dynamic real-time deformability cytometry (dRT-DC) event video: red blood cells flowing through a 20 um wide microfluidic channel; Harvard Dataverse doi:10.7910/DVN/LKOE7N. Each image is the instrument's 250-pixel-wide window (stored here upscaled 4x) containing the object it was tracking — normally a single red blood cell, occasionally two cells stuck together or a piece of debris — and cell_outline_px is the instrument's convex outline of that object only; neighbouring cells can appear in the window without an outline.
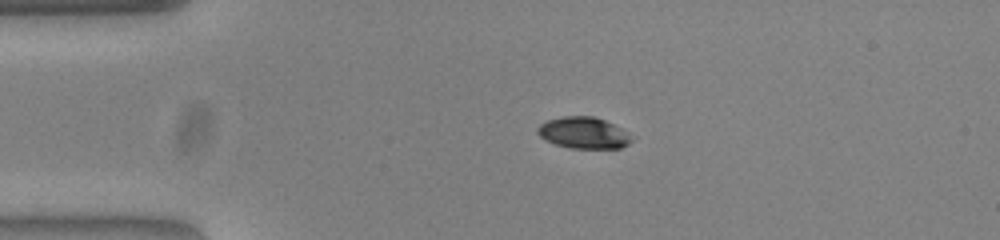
{"species": "common noctule bat (a hibernating species)", "species_latin": "Nyctalus noctula", "temperature_condition": "warm", "stored_images_in_passage": 51, "camera_frame_rate_fps": 3000, "um_per_image_px": 0.085, "animal": {"sex": "female", "body_mass_g": 23.0, "forearm_length_mm": 53.4}, "frame": {"image": 1, "passage_image": 9, "time_ms": 2.667, "image_size_px": [1000, 240], "cell_outline_px": [[632, 140], [628, 144], [620, 148], [572, 148], [556, 144], [540, 136], [536, 132], [536, 128], [540, 124], [548, 120], [564, 116], [592, 116], [604, 120], [628, 132]], "centroid_in_image_um": [49.59, 11.29], "position_along_channel_um": 35.4, "area_um2": 16.99}}
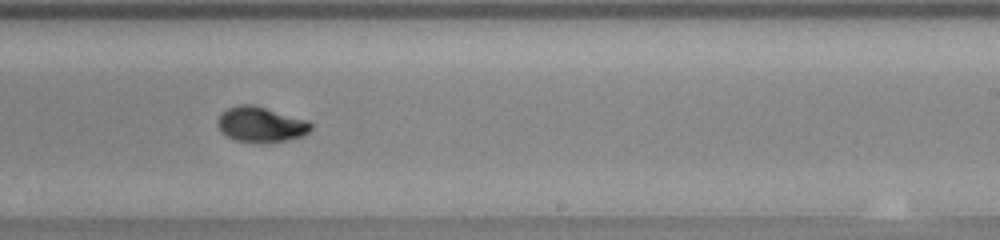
{"frame": {"image": 2, "passage_image": 30, "time_ms": 9.667, "image_size_px": [1000, 240], "cell_outline_px": [[312, 128], [304, 136], [284, 140], [236, 140], [228, 136], [220, 128], [216, 120], [220, 112], [228, 108], [240, 104], [252, 104], [308, 120], [312, 124]], "centroid_in_image_um": [22.18, 10.53], "position_along_channel_um": 266.8, "area_um2": 18.55}}
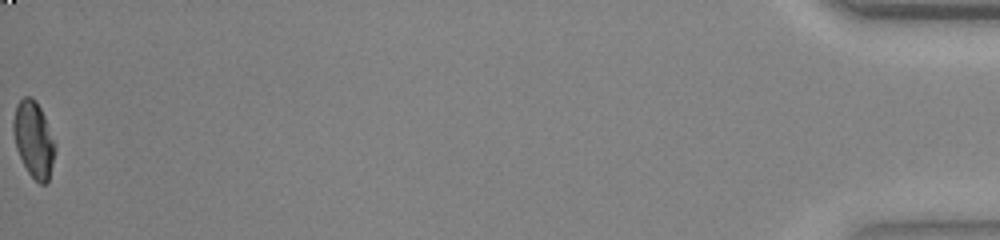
{"frame": {"image": 3, "passage_image": 51, "time_ms": 16.667, "image_size_px": [1000, 240], "cell_outline_px": [[56, 148], [48, 180], [44, 184], [40, 184], [28, 172], [16, 148], [12, 132], [12, 124], [16, 104], [24, 96], [32, 96], [36, 100], [44, 116]], "centroid_in_image_um": [2.83, 11.81], "position_along_channel_um": 432.4, "area_um2": 18.26}, "authors_computed_cell_mechanics": {"area_um2": 18.6116, "velocity_mm_per_s": 3.8648, "shape_relaxation_time_tau1_ms": 5.7887, "shape_relaxation_time_tau2_ms": 1.2382, "deformation_change_tau1": 0.1969, "deformation_change_tau2": 0.0425}}